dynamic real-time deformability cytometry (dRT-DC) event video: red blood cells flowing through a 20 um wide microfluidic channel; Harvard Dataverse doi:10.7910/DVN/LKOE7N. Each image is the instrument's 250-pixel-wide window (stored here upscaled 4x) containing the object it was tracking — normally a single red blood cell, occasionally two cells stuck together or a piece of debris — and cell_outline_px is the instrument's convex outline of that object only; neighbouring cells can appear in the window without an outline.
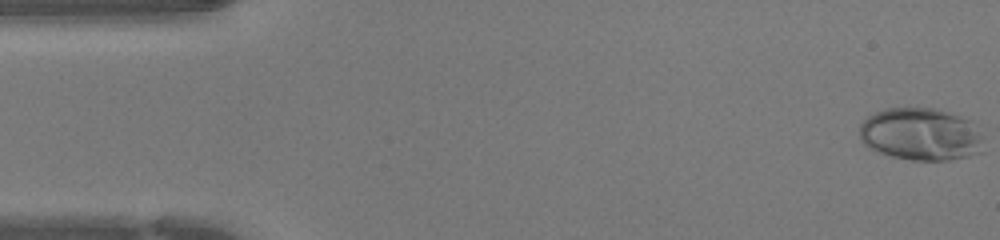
{"species": "human", "species_latin": "Homo sapiens", "temperature_condition": "warm", "stored_images_in_passage": 44, "camera_frame_rate_fps": 3000, "um_per_image_px": 0.085, "donor": {"sex": "female"}, "frame": {"image": 1, "passage_image": 1, "time_ms": 0.0, "image_size_px": [1000, 240], "cell_outline_px": [[984, 152], [968, 156], [948, 160], [912, 160], [892, 156], [868, 148], [860, 140], [860, 124], [868, 116], [884, 108], [936, 108], [972, 120], [980, 136]], "centroid_in_image_um": [78.26, 11.41], "position_along_channel_um": 6.7, "area_um2": 38.09}}
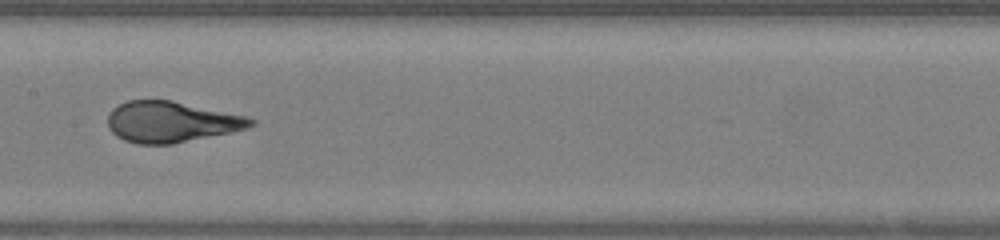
{"frame": {"image": 2, "passage_image": 22, "time_ms": 7.0, "image_size_px": [1000, 240], "cell_outline_px": [[256, 124], [248, 128], [232, 132], [172, 144], [136, 144], [124, 140], [116, 136], [108, 128], [108, 112], [112, 108], [128, 100], [172, 100], [248, 116], [256, 120]], "centroid_in_image_um": [14.56, 10.36], "position_along_channel_um": 192.8, "area_um2": 34.39}}
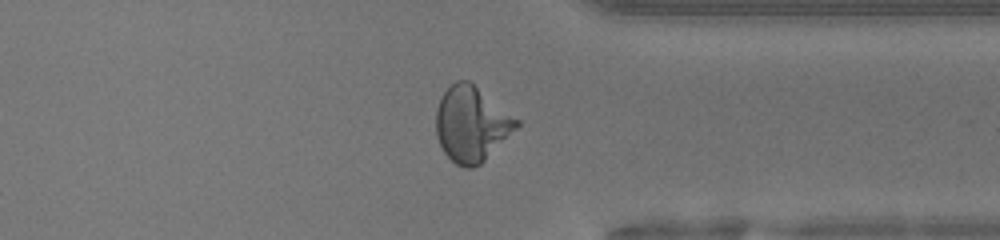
{"frame": {"image": 3, "passage_image": 34, "time_ms": 11.0, "image_size_px": [1000, 240], "cell_outline_px": [[520, 124], [480, 164], [472, 168], [464, 168], [456, 164], [444, 152], [440, 144], [436, 132], [436, 108], [444, 92], [456, 80], [468, 80], [520, 120]], "centroid_in_image_um": [40.06, 10.54], "position_along_channel_um": 371.3, "area_um2": 34.74}}